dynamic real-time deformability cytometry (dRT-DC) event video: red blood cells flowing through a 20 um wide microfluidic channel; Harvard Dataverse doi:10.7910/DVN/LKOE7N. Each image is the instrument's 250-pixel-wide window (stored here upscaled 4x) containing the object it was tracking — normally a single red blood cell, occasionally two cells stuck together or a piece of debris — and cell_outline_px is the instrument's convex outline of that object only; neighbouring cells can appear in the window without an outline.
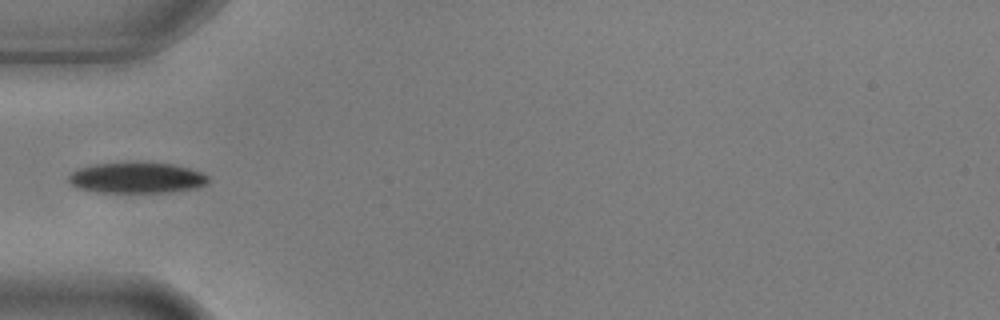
{"species": "common noctule bat (a hibernating species)", "species_latin": "Nyctalus noctula", "temperature_condition": "warm", "stored_images_in_passage": 4, "camera_frame_rate_fps": 3000, "um_per_image_px": 0.085, "animal": {"sex": "male", "body_mass_g": 17.9, "forearm_length_mm": 54.2}, "frame": {"image": 1, "passage_image": 4, "time_ms": 1.0, "image_size_px": [1000, 320], "cell_outline_px": [[208, 184], [192, 188], [168, 192], [96, 192], [76, 188], [68, 180], [68, 176], [76, 168], [92, 164], [172, 164], [188, 168], [200, 172], [208, 176]], "centroid_in_image_um": [11.57, 15.13], "position_along_channel_um": 73.4, "area_um2": 24.51}}